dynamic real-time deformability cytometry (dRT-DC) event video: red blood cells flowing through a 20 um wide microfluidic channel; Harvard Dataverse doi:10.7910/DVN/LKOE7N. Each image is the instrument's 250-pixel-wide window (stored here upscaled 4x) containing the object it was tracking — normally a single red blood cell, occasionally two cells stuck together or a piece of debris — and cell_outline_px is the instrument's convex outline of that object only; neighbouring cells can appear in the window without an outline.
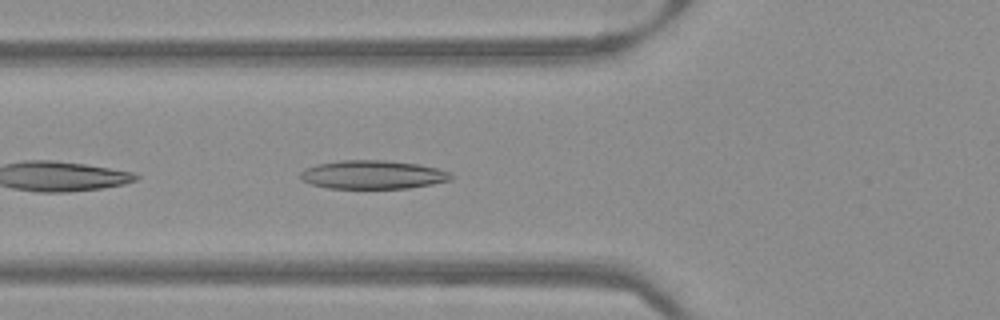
{"species": "Egyptian fruit bat (a non-hibernating species)", "species_latin": "Rousettus aegyptiacus", "temperature_condition": "warm", "stored_images_in_passage": 23, "camera_frame_rate_fps": 3000, "um_per_image_px": 0.085, "frame": {"image": 1, "passage_image": 4, "time_ms": 1.0, "image_size_px": [1000, 320], "cell_outline_px": [[452, 180], [432, 184], [408, 188], [328, 188], [312, 184], [300, 180], [300, 172], [304, 168], [316, 164], [340, 160], [384, 160], [420, 164], [436, 168], [448, 172], [452, 176]], "centroid_in_image_um": [31.65, 14.84], "position_along_channel_um": 94.1, "area_um2": 25.14}}
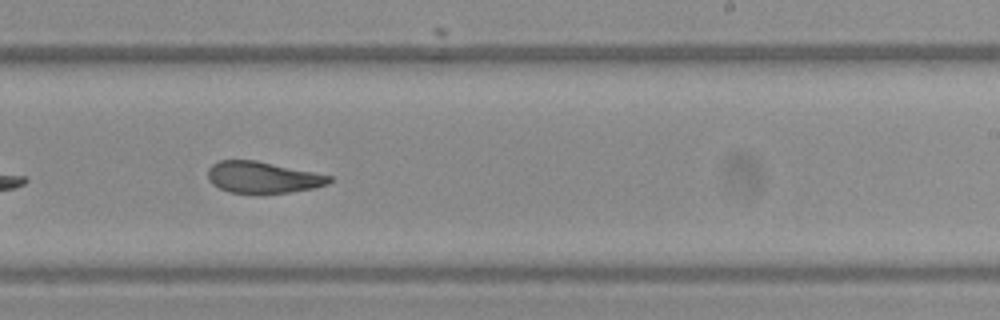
{"frame": {"image": 2, "passage_image": 17, "time_ms": 5.333, "image_size_px": [1000, 320], "cell_outline_px": [[332, 180], [328, 184], [312, 188], [288, 192], [228, 192], [212, 184], [208, 180], [208, 168], [212, 164], [220, 160], [256, 160], [332, 176]], "centroid_in_image_um": [22.3, 15.05], "position_along_channel_um": 266.7, "area_um2": 21.91}}
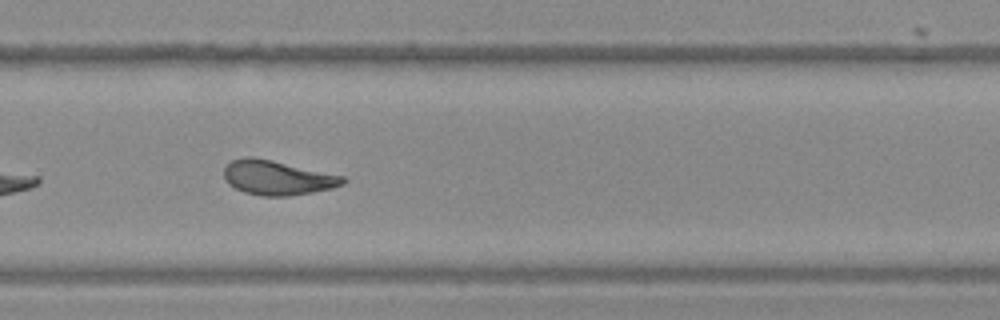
{"frame": {"image": 3, "passage_image": 20, "time_ms": 6.333, "image_size_px": [1000, 320], "cell_outline_px": [[348, 180], [344, 184], [332, 188], [312, 192], [288, 196], [260, 196], [244, 192], [228, 184], [224, 176], [224, 168], [232, 160], [244, 156], [252, 156], [272, 160], [344, 176]], "centroid_in_image_um": [23.57, 15.1], "position_along_channel_um": 306.2, "area_um2": 23.93}}